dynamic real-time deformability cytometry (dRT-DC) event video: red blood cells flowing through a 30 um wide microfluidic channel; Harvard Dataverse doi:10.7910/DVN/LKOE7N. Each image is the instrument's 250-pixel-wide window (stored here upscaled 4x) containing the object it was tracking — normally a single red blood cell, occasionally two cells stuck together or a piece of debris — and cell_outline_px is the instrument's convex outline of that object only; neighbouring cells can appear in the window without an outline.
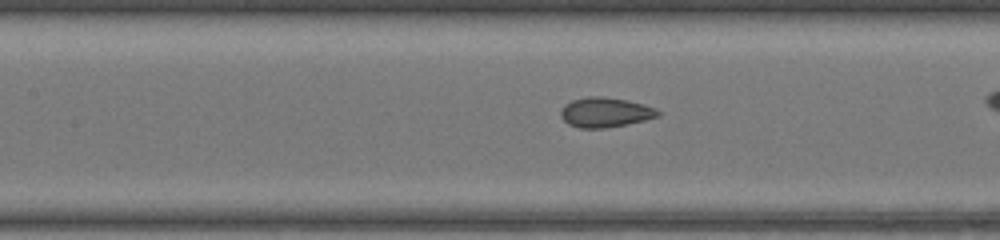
{"species": "common noctule bat (a hibernating species)", "species_latin": "Nyctalus noctula", "temperature_condition": "warm", "stored_images_in_passage": 25, "camera_frame_rate_fps": 3000, "um_per_image_px": 0.085, "animal": {"sex": "female", "body_mass_g": 17.0, "forearm_length_mm": 48.0}, "frame": {"image": 1, "passage_image": 8, "time_ms": 2.333, "image_size_px": [1000, 240], "cell_outline_px": [[660, 116], [628, 124], [604, 128], [580, 128], [568, 124], [560, 116], [560, 112], [564, 104], [572, 100], [588, 96], [600, 96], [628, 100], [644, 104], [656, 108], [660, 112]], "centroid_in_image_um": [51.45, 9.54], "position_along_channel_um": 156.0, "area_um2": 16.99}}
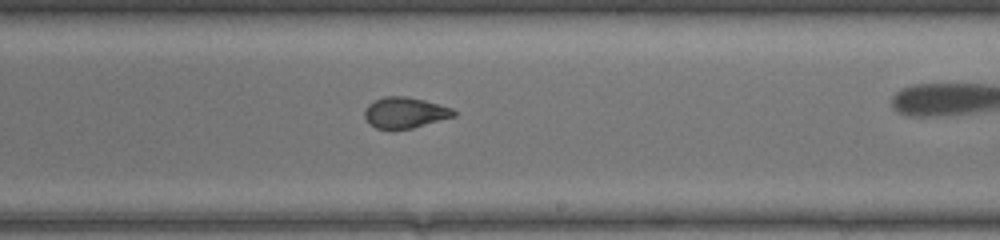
{"frame": {"image": 2, "passage_image": 15, "time_ms": 4.667, "image_size_px": [1000, 240], "cell_outline_px": [[456, 116], [412, 128], [392, 132], [376, 128], [368, 124], [364, 116], [364, 112], [368, 104], [384, 96], [404, 96], [424, 100], [452, 108], [456, 112]], "centroid_in_image_um": [34.38, 9.61], "position_along_channel_um": 254.6, "area_um2": 16.42}}
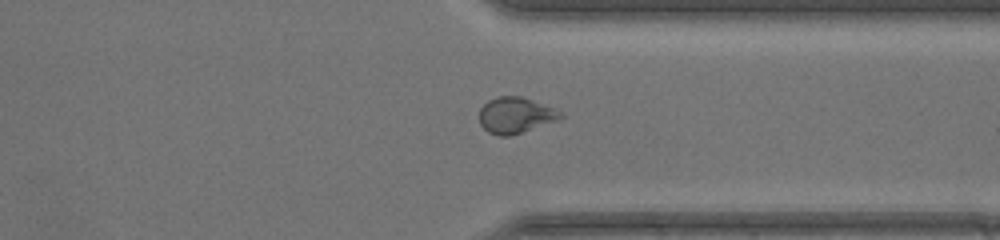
{"frame": {"image": 3, "passage_image": 23, "time_ms": 7.333, "image_size_px": [1000, 240], "cell_outline_px": [[564, 116], [556, 120], [508, 136], [500, 136], [488, 132], [480, 124], [480, 108], [488, 100], [500, 96], [520, 96], [532, 100], [564, 112]], "centroid_in_image_um": [43.8, 9.78], "position_along_channel_um": 367.6, "area_um2": 16.7}}